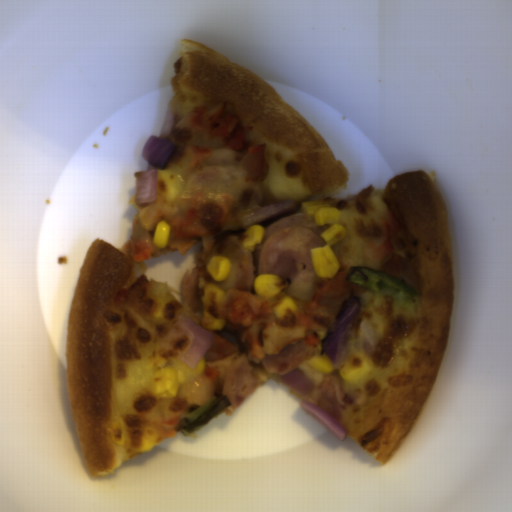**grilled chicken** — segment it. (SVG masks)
Masks as SVG:
<instances>
[{
  "instance_id": "grilled-chicken-1",
  "label": "grilled chicken",
  "mask_w": 512,
  "mask_h": 512,
  "mask_svg": "<svg viewBox=\"0 0 512 512\" xmlns=\"http://www.w3.org/2000/svg\"><path fill=\"white\" fill-rule=\"evenodd\" d=\"M347 275L339 269L332 279L319 277L312 300H303L286 293L284 289L272 298L230 290L222 304L211 306L209 311L216 320L236 325L240 330L241 342L246 343L245 356L248 361L262 363L266 355H279L288 343L303 339L307 332H313L323 341L329 330L314 322L313 318L332 315L321 303L328 295L343 296L349 291ZM284 294L291 296L300 310L295 316L292 309L287 308L283 318L277 320L271 306Z\"/></svg>"
},
{
  "instance_id": "grilled-chicken-2",
  "label": "grilled chicken",
  "mask_w": 512,
  "mask_h": 512,
  "mask_svg": "<svg viewBox=\"0 0 512 512\" xmlns=\"http://www.w3.org/2000/svg\"><path fill=\"white\" fill-rule=\"evenodd\" d=\"M193 128L235 151L246 147L247 130L238 126L241 118L230 115L222 103L196 104L187 113Z\"/></svg>"
},
{
  "instance_id": "grilled-chicken-3",
  "label": "grilled chicken",
  "mask_w": 512,
  "mask_h": 512,
  "mask_svg": "<svg viewBox=\"0 0 512 512\" xmlns=\"http://www.w3.org/2000/svg\"><path fill=\"white\" fill-rule=\"evenodd\" d=\"M297 207L295 200H290L243 209L226 219L221 232H233L239 229H247L251 225L258 224L271 217L297 209Z\"/></svg>"
}]
</instances>
